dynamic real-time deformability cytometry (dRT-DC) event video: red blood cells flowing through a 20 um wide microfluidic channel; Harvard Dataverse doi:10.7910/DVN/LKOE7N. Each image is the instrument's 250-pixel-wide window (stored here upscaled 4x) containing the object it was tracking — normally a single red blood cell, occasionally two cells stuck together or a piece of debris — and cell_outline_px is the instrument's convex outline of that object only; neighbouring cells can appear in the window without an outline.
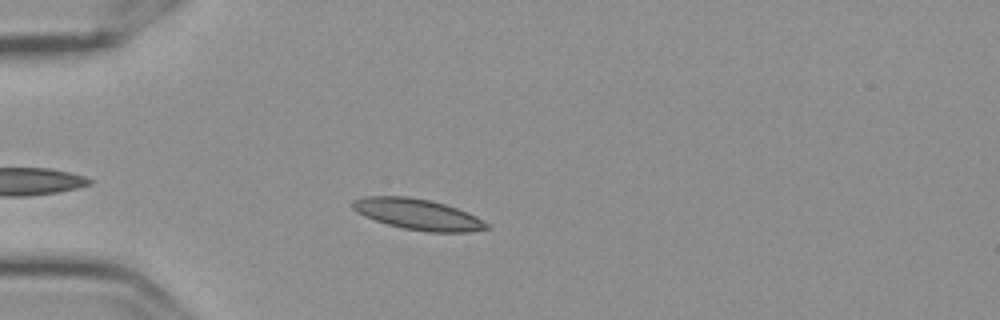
{"species": "Egyptian fruit bat (a non-hibernating species)", "species_latin": "Rousettus aegyptiacus", "temperature_condition": "cold", "stored_images_in_passage": 40, "camera_frame_rate_fps": 3000, "um_per_image_px": 0.085, "frame": {"image": 1, "passage_image": 7, "time_ms": 2.0, "image_size_px": [1000, 320], "cell_outline_px": [[492, 228], [468, 232], [428, 232], [404, 228], [388, 224], [364, 216], [356, 212], [352, 208], [352, 200], [364, 196], [408, 196], [428, 200], [444, 204], [468, 212], [476, 216], [488, 224]], "centroid_in_image_um": [35.51, 18.21], "position_along_channel_um": 49.5, "area_um2": 24.04}}
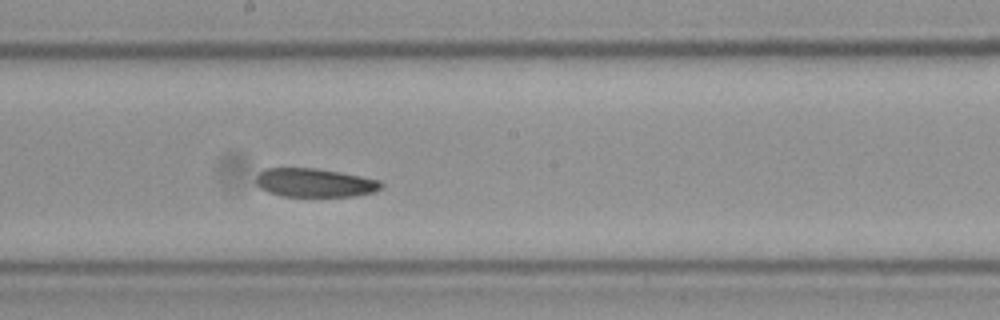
{"frame": {"image": 2, "passage_image": 23, "time_ms": 7.333, "image_size_px": [1000, 320], "cell_outline_px": [[384, 184], [380, 188], [372, 192], [356, 196], [280, 196], [268, 192], [260, 188], [256, 184], [256, 176], [264, 168], [316, 168], [340, 172], [380, 180]], "centroid_in_image_um": [26.72, 15.53], "position_along_channel_um": 221.5, "area_um2": 20.92}}
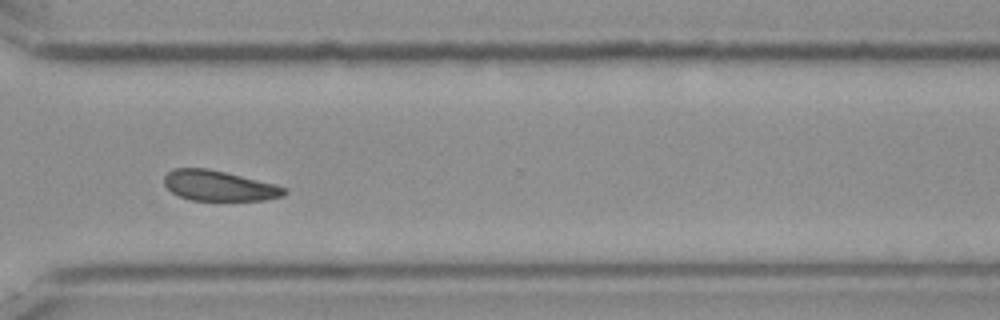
{"frame": {"image": 3, "passage_image": 34, "time_ms": 11.0, "image_size_px": [1000, 320], "cell_outline_px": [[288, 192], [284, 196], [264, 200], [192, 200], [180, 196], [172, 192], [164, 184], [164, 176], [168, 172], [176, 168], [208, 168], [276, 184], [288, 188]], "centroid_in_image_um": [18.66, 15.79], "position_along_channel_um": 351.9, "area_um2": 21.21}}